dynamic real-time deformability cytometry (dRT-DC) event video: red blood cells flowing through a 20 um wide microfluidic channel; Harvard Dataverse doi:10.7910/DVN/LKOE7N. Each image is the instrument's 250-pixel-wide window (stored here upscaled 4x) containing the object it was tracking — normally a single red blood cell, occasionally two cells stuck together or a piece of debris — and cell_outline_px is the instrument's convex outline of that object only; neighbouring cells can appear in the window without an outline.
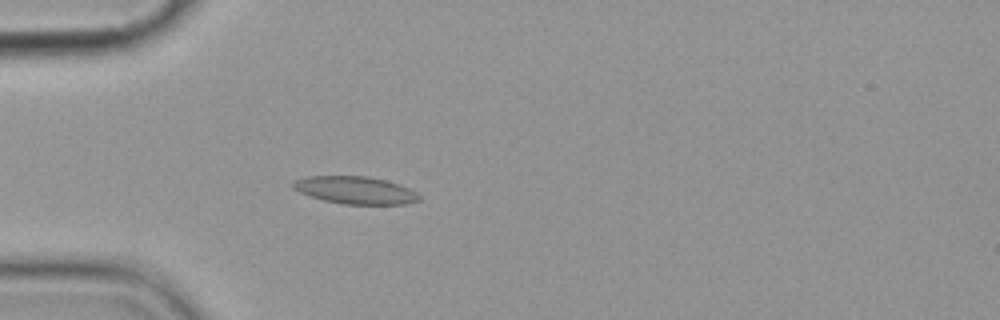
{"species": "common noctule bat (a hibernating species)", "species_latin": "Nyctalus noctula", "temperature_condition": "cold", "stored_images_in_passage": 4, "camera_frame_rate_fps": 3000, "um_per_image_px": 0.085, "animal": {"sex": "female", "body_mass_g": 19.9}, "frame": {"image": 1, "passage_image": 4, "time_ms": 3.667, "image_size_px": [1000, 320], "cell_outline_px": [[420, 200], [408, 204], [344, 204], [324, 200], [300, 192], [292, 188], [292, 180], [308, 176], [368, 176], [384, 180], [408, 188], [416, 192], [420, 196]], "centroid_in_image_um": [30.18, 16.16], "position_along_channel_um": 54.8, "area_um2": 20.06}}